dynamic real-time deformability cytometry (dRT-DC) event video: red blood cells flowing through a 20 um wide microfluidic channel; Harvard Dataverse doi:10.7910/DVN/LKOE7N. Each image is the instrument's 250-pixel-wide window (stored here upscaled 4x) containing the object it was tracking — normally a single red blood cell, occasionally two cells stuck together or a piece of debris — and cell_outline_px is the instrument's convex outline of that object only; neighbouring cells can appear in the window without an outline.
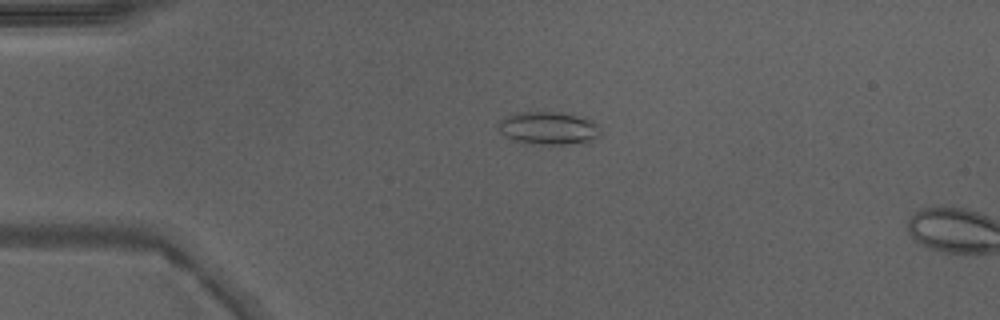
{"species": "Egyptian fruit bat (a non-hibernating species)", "species_latin": "Rousettus aegyptiacus", "temperature_condition": "warm", "stored_images_in_passage": 4, "camera_frame_rate_fps": 3000, "um_per_image_px": 0.085, "animal": {"sex": "male"}, "frame": {"image": 1, "passage_image": 2, "time_ms": 0.333, "image_size_px": [1000, 320], "cell_outline_px": [[600, 136], [588, 144], [524, 144], [500, 132], [500, 120], [508, 116], [524, 112], [552, 112], [576, 116], [588, 120], [596, 124], [600, 128]], "centroid_in_image_um": [46.68, 10.93], "position_along_channel_um": 38.3, "area_um2": 19.31}}